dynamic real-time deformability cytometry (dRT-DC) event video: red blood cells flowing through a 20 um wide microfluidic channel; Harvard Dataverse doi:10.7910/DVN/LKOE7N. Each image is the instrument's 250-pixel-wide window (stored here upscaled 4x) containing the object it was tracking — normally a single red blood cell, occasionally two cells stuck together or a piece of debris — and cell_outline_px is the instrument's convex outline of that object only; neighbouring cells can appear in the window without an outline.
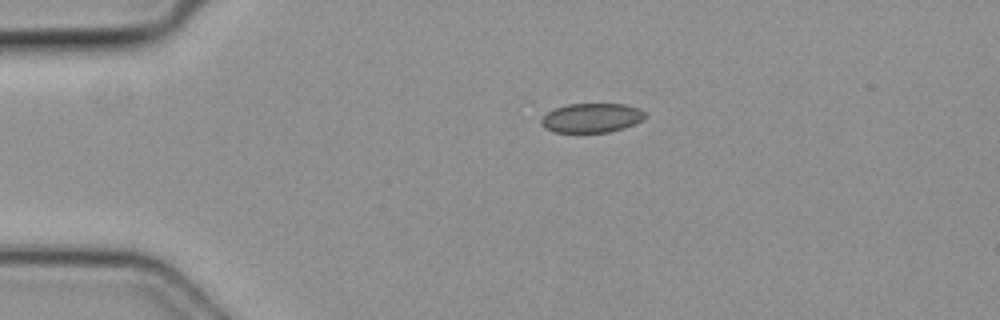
{"species": "common noctule bat (a hibernating species)", "species_latin": "Nyctalus noctula", "temperature_condition": "cold", "stored_images_in_passage": 3, "camera_frame_rate_fps": 3000, "um_per_image_px": 0.085, "animal": {"sex": "female", "body_mass_g": 19.3, "forearm_length_mm": 54.1}, "frame": {"image": 1, "passage_image": 3, "time_ms": 0.667, "image_size_px": [1000, 320], "cell_outline_px": [[648, 116], [644, 120], [624, 128], [608, 132], [556, 132], [544, 128], [540, 124], [540, 120], [548, 112], [556, 108], [568, 104], [624, 104], [640, 108]], "centroid_in_image_um": [50.32, 10.02], "position_along_channel_um": 34.7, "area_um2": 17.8}}